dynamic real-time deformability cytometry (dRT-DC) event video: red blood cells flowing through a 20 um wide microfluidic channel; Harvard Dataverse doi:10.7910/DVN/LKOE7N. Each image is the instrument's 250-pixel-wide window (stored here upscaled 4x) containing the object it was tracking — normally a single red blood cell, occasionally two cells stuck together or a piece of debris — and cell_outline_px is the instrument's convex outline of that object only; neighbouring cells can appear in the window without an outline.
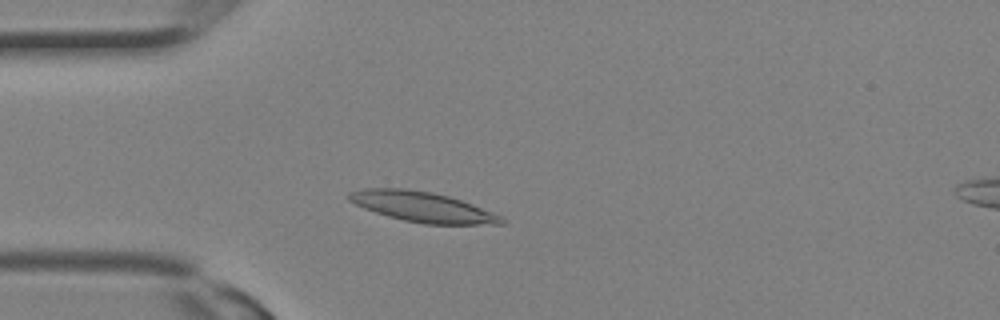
{"species": "Egyptian fruit bat (a non-hibernating species)", "species_latin": "Rousettus aegyptiacus", "temperature_condition": "room temperature", "stored_images_in_passage": 20, "camera_frame_rate_fps": 3000, "um_per_image_px": 0.085, "animal": {"sex": "female"}, "frame": {"image": 1, "passage_image": 6, "time_ms": 1.667, "image_size_px": [1000, 320], "cell_outline_px": [[504, 224], [424, 224], [404, 220], [388, 216], [364, 208], [348, 200], [348, 192], [364, 188], [404, 188], [432, 192], [448, 196], [472, 204], [492, 212], [500, 216], [504, 220]], "centroid_in_image_um": [35.87, 17.58], "position_along_channel_um": 49.1, "area_um2": 26.53}}
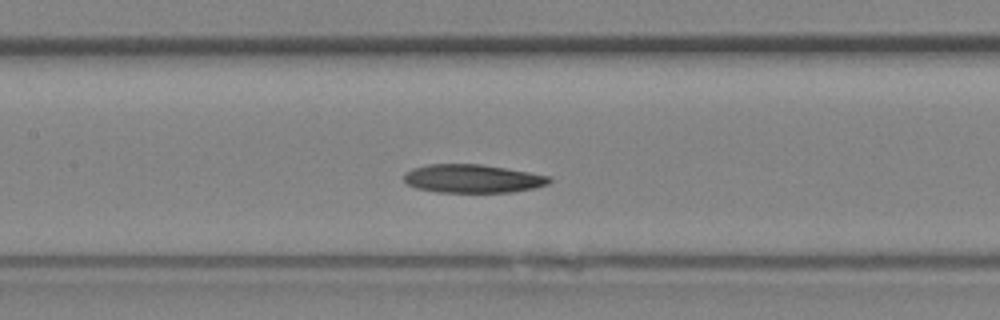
{"frame": {"image": 2, "passage_image": 12, "time_ms": 3.667, "image_size_px": [1000, 320], "cell_outline_px": [[552, 180], [548, 184], [536, 188], [512, 192], [436, 192], [416, 188], [408, 184], [404, 180], [404, 172], [412, 168], [428, 164], [480, 164], [552, 176]], "centroid_in_image_um": [40.17, 15.18], "position_along_channel_um": 167.2, "area_um2": 24.16}}
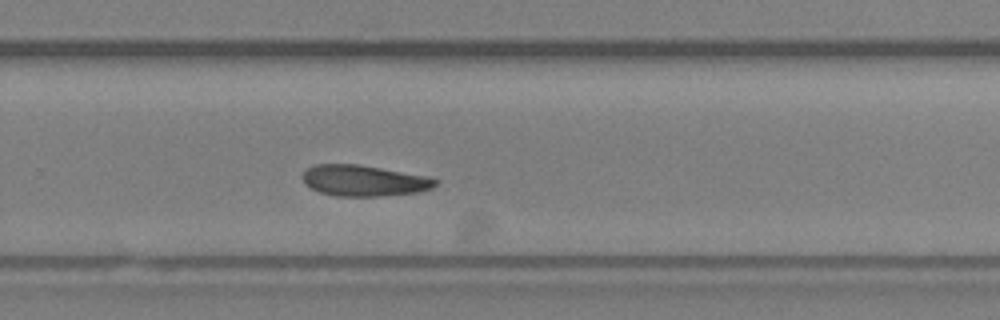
{"frame": {"image": 3, "passage_image": 18, "time_ms": 5.667, "image_size_px": [1000, 320], "cell_outline_px": [[440, 180], [432, 188], [416, 192], [376, 196], [336, 196], [320, 192], [304, 184], [300, 176], [312, 164], [356, 164], [428, 176]], "centroid_in_image_um": [30.9, 15.34], "position_along_channel_um": 298.9, "area_um2": 23.93}}